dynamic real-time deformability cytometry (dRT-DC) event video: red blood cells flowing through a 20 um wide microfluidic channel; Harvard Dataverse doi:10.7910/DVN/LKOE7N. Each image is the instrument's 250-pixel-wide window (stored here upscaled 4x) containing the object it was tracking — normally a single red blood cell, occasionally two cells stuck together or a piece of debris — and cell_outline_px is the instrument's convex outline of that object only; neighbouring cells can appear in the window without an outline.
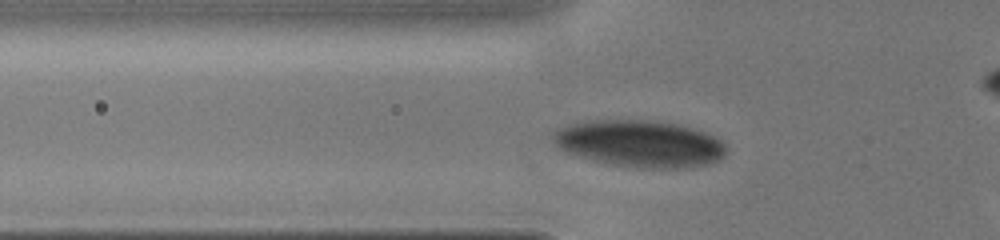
{"species": "human", "species_latin": "Homo sapiens", "temperature_condition": "cold", "stored_images_in_passage": 43, "camera_frame_rate_fps": 3000, "um_per_image_px": 0.085, "donor": {"sex": "male"}, "frame": {"image": 1, "passage_image": 11, "time_ms": 3.333, "image_size_px": [1000, 240], "cell_outline_px": [[724, 156], [720, 160], [708, 164], [684, 168], [640, 168], [592, 160], [568, 152], [560, 148], [556, 144], [552, 132], [556, 128], [568, 124], [584, 120], [652, 120], [676, 124], [692, 128], [704, 132], [720, 140], [724, 144]], "centroid_in_image_um": [54.36, 12.2], "position_along_channel_um": 71.4, "area_um2": 47.05}}
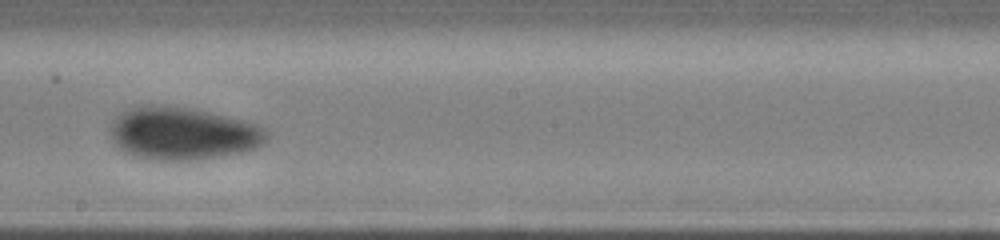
{"frame": {"image": 2, "passage_image": 23, "time_ms": 7.0, "image_size_px": [1000, 240], "cell_outline_px": [[268, 136], [264, 144], [256, 148], [244, 152], [220, 156], [192, 160], [152, 160], [136, 156], [120, 148], [116, 144], [112, 136], [112, 124], [116, 116], [120, 112], [128, 108], [144, 104], [160, 104], [188, 108], [208, 112], [244, 120], [256, 124], [264, 128], [268, 132]], "centroid_in_image_um": [15.56, 11.33], "position_along_channel_um": 232.6, "area_um2": 47.97}}
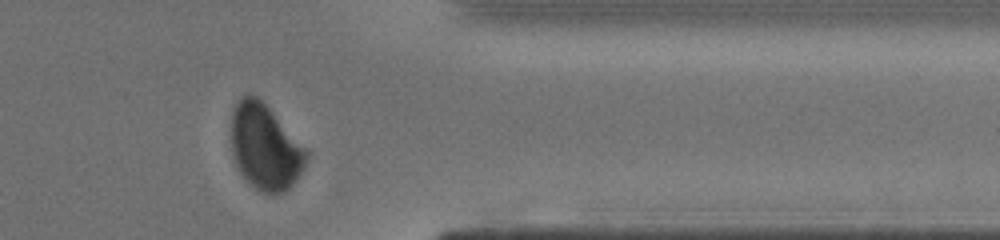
{"frame": {"image": 3, "passage_image": 34, "time_ms": 10.667, "image_size_px": [1000, 240], "cell_outline_px": [[308, 156], [304, 168], [292, 184], [284, 192], [260, 192], [236, 168], [232, 156], [232, 112], [236, 104], [248, 92], [256, 96], [308, 148]], "centroid_in_image_um": [22.55, 12.49], "position_along_channel_um": 388.9, "area_um2": 37.11}}